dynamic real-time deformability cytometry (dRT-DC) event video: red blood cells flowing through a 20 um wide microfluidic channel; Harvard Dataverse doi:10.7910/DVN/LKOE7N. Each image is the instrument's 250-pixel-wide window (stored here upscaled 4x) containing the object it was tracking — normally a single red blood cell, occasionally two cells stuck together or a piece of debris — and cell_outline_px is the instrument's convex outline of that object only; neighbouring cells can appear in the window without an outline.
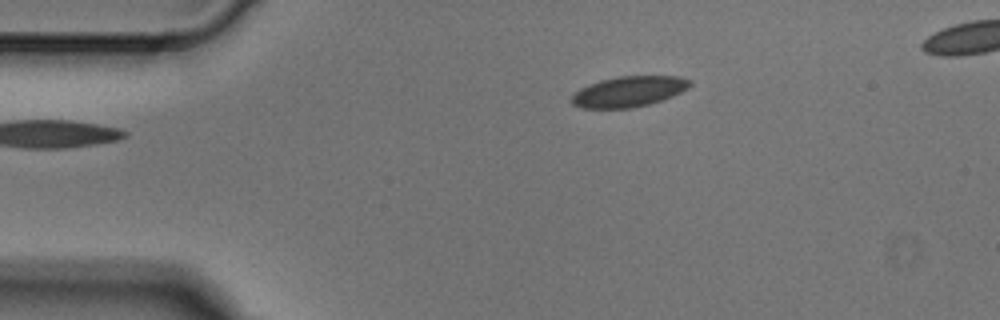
{"species": "Egyptian fruit bat (a non-hibernating species)", "species_latin": "Rousettus aegyptiacus", "temperature_condition": "cold", "stored_images_in_passage": 3, "segment_of_instrument_passage": [1, 2], "camera_frame_rate_fps": 3000, "um_per_image_px": 0.085, "animal": {"sex": "male"}, "frame": {"image": 1, "passage_image": 1, "time_ms": 0.0, "image_size_px": [1000, 320], "cell_outline_px": [[692, 84], [688, 88], [672, 96], [648, 104], [632, 108], [580, 108], [572, 104], [572, 96], [580, 88], [588, 84], [600, 80], [616, 76], [680, 76], [692, 80]], "centroid_in_image_um": [53.45, 7.77], "position_along_channel_um": 31.6, "area_um2": 21.1}}